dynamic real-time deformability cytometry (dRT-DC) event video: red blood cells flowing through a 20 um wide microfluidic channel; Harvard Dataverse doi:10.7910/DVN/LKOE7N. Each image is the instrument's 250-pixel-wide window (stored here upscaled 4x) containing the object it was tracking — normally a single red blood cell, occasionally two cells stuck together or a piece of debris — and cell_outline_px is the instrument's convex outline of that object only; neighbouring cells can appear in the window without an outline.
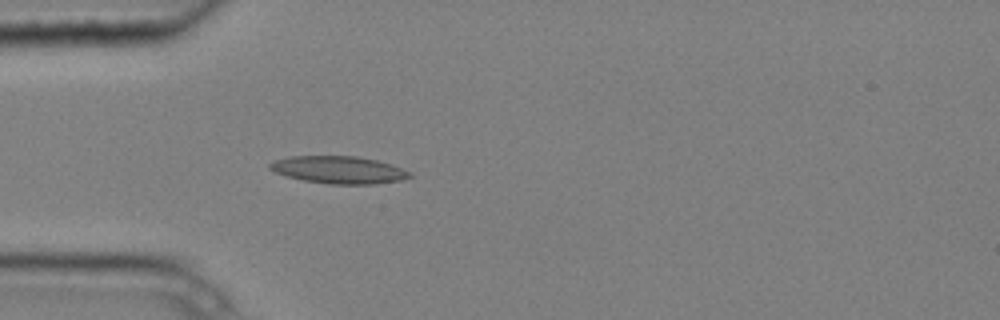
{"species": "common noctule bat (a hibernating species)", "species_latin": "Nyctalus noctula", "temperature_condition": "cold", "stored_images_in_passage": 4, "camera_frame_rate_fps": 3000, "um_per_image_px": 0.085, "animal": {"sex": "male", "body_mass_g": 20.4}, "frame": {"image": 1, "passage_image": 4, "time_ms": 1.0, "image_size_px": [1000, 320], "cell_outline_px": [[412, 176], [404, 180], [376, 184], [328, 184], [304, 180], [288, 176], [276, 172], [268, 168], [268, 164], [276, 160], [288, 156], [356, 156], [376, 160], [392, 164], [412, 172]], "centroid_in_image_um": [28.85, 14.44], "position_along_channel_um": 56.2, "area_um2": 22.43}}